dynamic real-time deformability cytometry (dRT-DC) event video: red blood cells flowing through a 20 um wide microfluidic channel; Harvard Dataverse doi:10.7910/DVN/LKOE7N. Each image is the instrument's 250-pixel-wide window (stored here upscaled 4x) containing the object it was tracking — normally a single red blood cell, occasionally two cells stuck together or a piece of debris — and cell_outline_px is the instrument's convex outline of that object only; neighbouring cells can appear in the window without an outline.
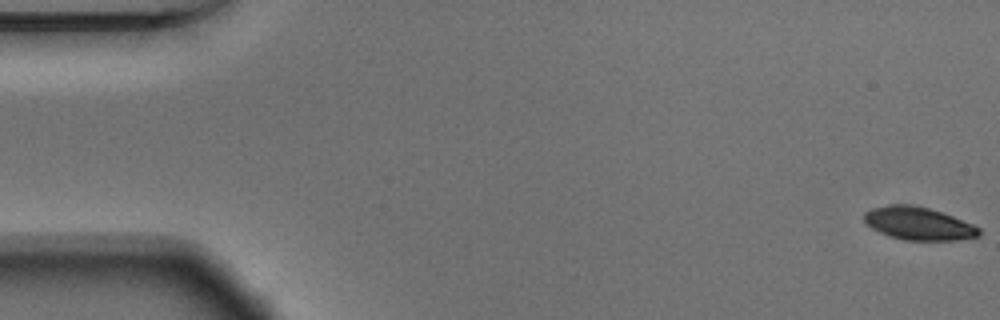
{"species": "Egyptian fruit bat (a non-hibernating species)", "species_latin": "Rousettus aegyptiacus", "temperature_condition": "warm", "stored_images_in_passage": 54, "camera_frame_rate_fps": 3000, "um_per_image_px": 0.085, "animal": {"sex": "male"}, "frame": {"image": 1, "passage_image": 1, "time_ms": 0.0, "image_size_px": [1000, 320], "cell_outline_px": [[980, 236], [956, 240], [904, 240], [888, 236], [872, 228], [864, 220], [864, 212], [872, 208], [892, 204], [904, 204], [928, 208], [952, 216], [972, 224], [980, 228]], "centroid_in_image_um": [78.06, 19.01], "position_along_channel_um": 6.9, "area_um2": 21.79}}
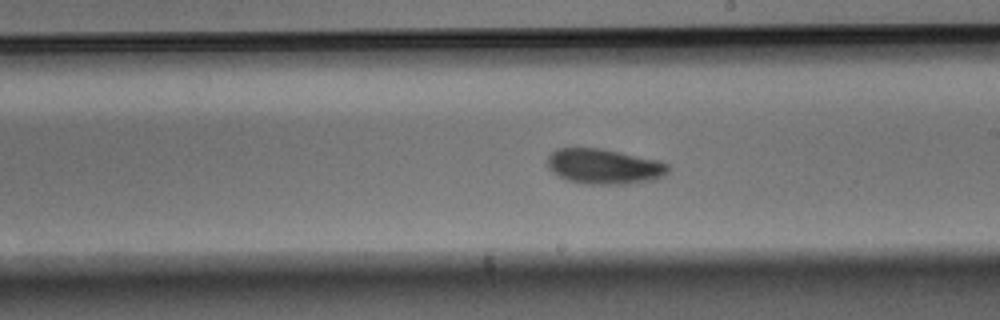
{"frame": {"image": 2, "passage_image": 31, "time_ms": 10.0, "image_size_px": [1000, 320], "cell_outline_px": [[668, 172], [664, 176], [656, 180], [628, 184], [584, 184], [568, 180], [552, 172], [548, 168], [548, 156], [556, 148], [600, 148], [656, 160], [668, 164]], "centroid_in_image_um": [51.35, 14.16], "position_along_channel_um": 237.7, "area_um2": 24.74}}
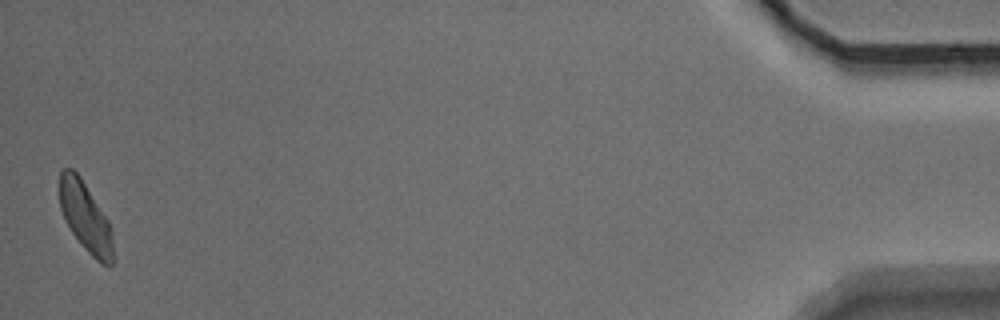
{"frame": {"image": 3, "passage_image": 54, "time_ms": 17.667, "image_size_px": [1000, 320], "cell_outline_px": [[116, 260], [108, 268], [100, 264], [84, 248], [72, 232], [64, 220], [60, 208], [60, 172], [64, 168], [72, 168], [80, 176], [108, 220], [112, 228]], "centroid_in_image_um": [7.32, 18.54], "position_along_channel_um": 427.9, "area_um2": 22.14}, "authors_computed_cell_mechanics": {"area_um2": 23.2934, "velocity_mm_per_s": 3.7065, "shape_relaxation_time_tau1_ms": 2.4706, "shape_relaxation_time_tau2_ms": 9.5971, "deformation_change_tau1": 0.1125, "deformation_change_tau2": 0.1586}}